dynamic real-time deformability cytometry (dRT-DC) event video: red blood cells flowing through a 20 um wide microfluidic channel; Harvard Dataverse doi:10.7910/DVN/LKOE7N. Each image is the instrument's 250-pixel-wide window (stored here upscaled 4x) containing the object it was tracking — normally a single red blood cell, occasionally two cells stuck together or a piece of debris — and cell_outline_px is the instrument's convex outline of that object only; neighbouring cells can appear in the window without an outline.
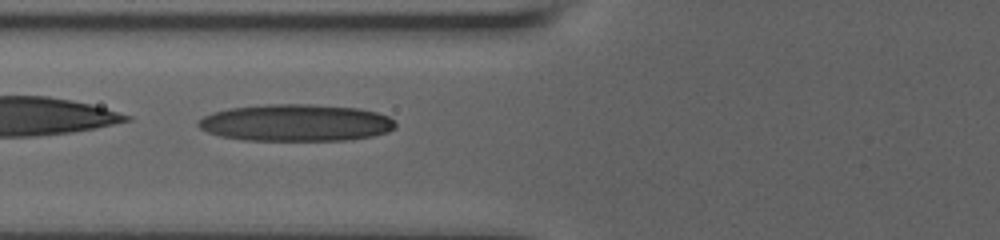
{"species": "human", "species_latin": "Homo sapiens", "temperature_condition": "room temperature", "stored_images_in_passage": 10, "camera_frame_rate_fps": 3000, "um_per_image_px": 0.085, "donor": {"sex": "male"}, "frame": {"image": 1, "passage_image": 9, "time_ms": 6.667, "image_size_px": [1000, 240], "cell_outline_px": [[396, 128], [388, 132], [372, 136], [348, 140], [244, 140], [220, 136], [208, 132], [200, 128], [196, 124], [204, 116], [212, 112], [228, 108], [268, 104], [312, 104], [360, 108], [376, 112], [388, 116], [396, 124]], "centroid_in_image_um": [25.16, 10.43], "position_along_channel_um": 100.6, "area_um2": 42.6}}
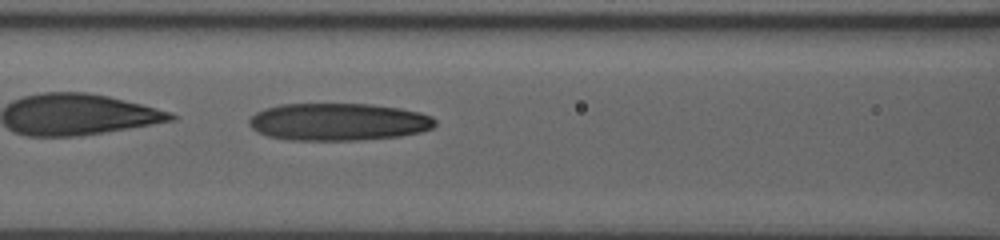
{"frame": {"image": 2, "passage_image": 10, "time_ms": 7.667, "image_size_px": [1000, 240], "cell_outline_px": [[436, 124], [432, 128], [420, 132], [400, 136], [360, 140], [292, 140], [268, 136], [256, 132], [248, 124], [248, 120], [256, 112], [264, 108], [280, 104], [372, 104], [400, 108], [420, 112], [432, 116], [436, 120]], "centroid_in_image_um": [28.76, 10.35], "position_along_channel_um": 137.8, "area_um2": 40.81}}